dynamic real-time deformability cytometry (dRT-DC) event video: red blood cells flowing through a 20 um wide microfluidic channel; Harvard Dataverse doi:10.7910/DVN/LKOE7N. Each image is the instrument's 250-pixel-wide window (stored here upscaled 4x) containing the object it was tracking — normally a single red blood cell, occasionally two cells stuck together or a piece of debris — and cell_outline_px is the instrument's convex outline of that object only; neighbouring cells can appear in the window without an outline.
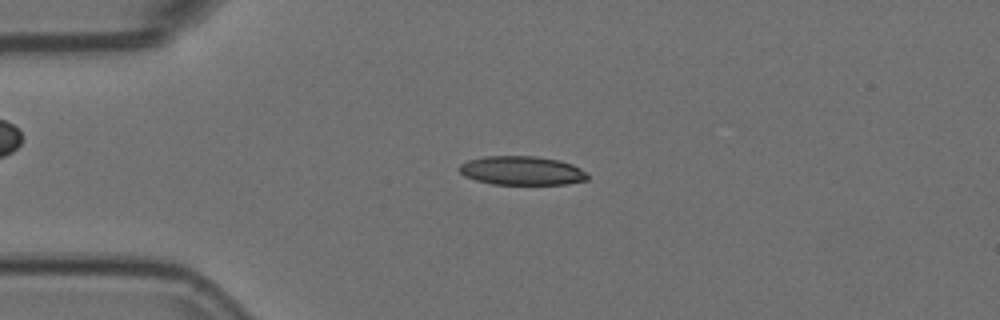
{"species": "Egyptian fruit bat (a non-hibernating species)", "species_latin": "Rousettus aegyptiacus", "temperature_condition": "room temperature", "stored_images_in_passage": 53, "camera_frame_rate_fps": 3000, "um_per_image_px": 0.085, "animal": {"sex": "female"}, "frame": {"image": 1, "passage_image": 12, "time_ms": 3.667, "image_size_px": [1000, 320], "cell_outline_px": [[588, 180], [568, 184], [492, 184], [476, 180], [464, 176], [460, 172], [460, 164], [468, 160], [484, 156], [536, 156], [560, 160], [572, 164], [588, 172]], "centroid_in_image_um": [44.39, 14.5], "position_along_channel_um": 40.6, "area_um2": 21.73}}
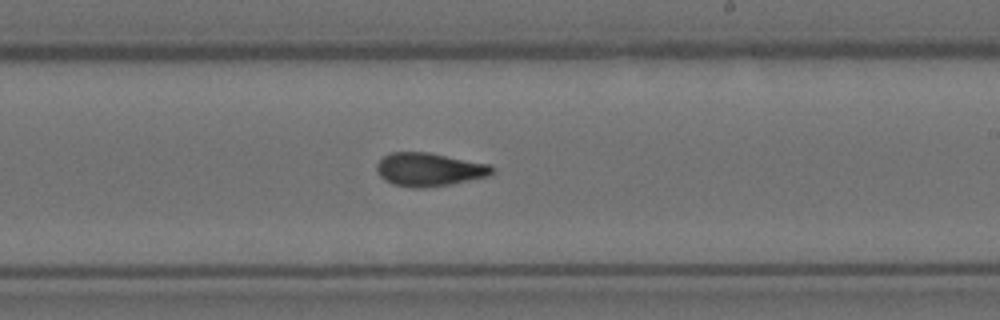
{"frame": {"image": 2, "passage_image": 31, "time_ms": 10.0, "image_size_px": [1000, 320], "cell_outline_px": [[496, 172], [488, 176], [448, 184], [424, 188], [412, 188], [392, 184], [384, 180], [376, 172], [376, 164], [384, 156], [392, 152], [428, 152], [492, 164], [496, 168]], "centroid_in_image_um": [36.5, 14.4], "position_along_channel_um": 252.5, "area_um2": 22.66}}
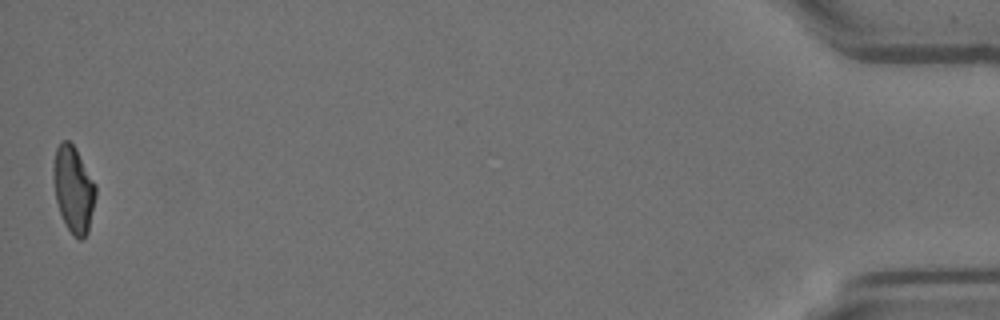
{"frame": {"image": 3, "passage_image": 53, "time_ms": 17.333, "image_size_px": [1000, 320], "cell_outline_px": [[96, 196], [88, 232], [80, 240], [72, 236], [60, 212], [56, 200], [52, 176], [52, 168], [56, 148], [60, 140], [68, 140], [76, 148], [96, 184]], "centroid_in_image_um": [6.24, 16.05], "position_along_channel_um": 429.0, "area_um2": 21.44}, "authors_computed_cell_mechanics": {"area_um2": 21.7906, "velocity_mm_per_s": 3.7333, "shape_relaxation_time_tau1_ms": null, "shape_relaxation_time_tau2_ms": 2.3534, "deformation_change_tau1": null, "deformation_change_tau2": 0.0856}}